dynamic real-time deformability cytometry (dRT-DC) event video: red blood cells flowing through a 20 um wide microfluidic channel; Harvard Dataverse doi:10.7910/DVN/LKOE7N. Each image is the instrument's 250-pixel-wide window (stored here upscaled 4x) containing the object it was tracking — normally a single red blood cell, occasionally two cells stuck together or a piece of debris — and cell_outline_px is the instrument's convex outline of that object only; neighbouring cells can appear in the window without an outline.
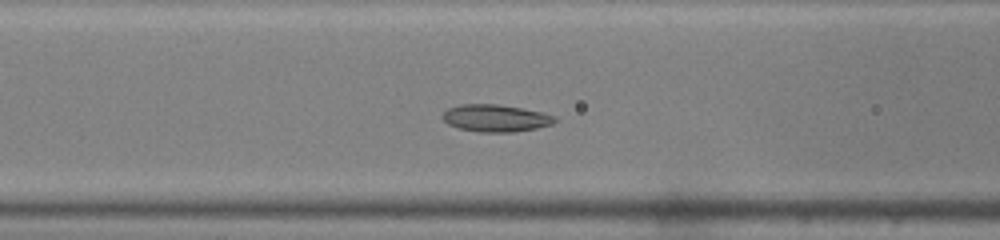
{"species": "common noctule bat (a hibernating species)", "species_latin": "Nyctalus noctula", "temperature_condition": "warm", "stored_images_in_passage": 42, "camera_frame_rate_fps": 3000, "um_per_image_px": 0.085, "animal": {"sex": "male", "body_mass_g": 19.0, "forearm_length_mm": 50.8}, "frame": {"image": 1, "passage_image": 14, "time_ms": 4.333, "image_size_px": [1000, 240], "cell_outline_px": [[556, 120], [552, 124], [536, 128], [516, 132], [480, 132], [460, 128], [448, 124], [444, 120], [444, 112], [448, 108], [460, 104], [496, 104], [544, 112], [556, 116]], "centroid_in_image_um": [42.16, 10.04], "position_along_channel_um": 124.4, "area_um2": 17.69}}
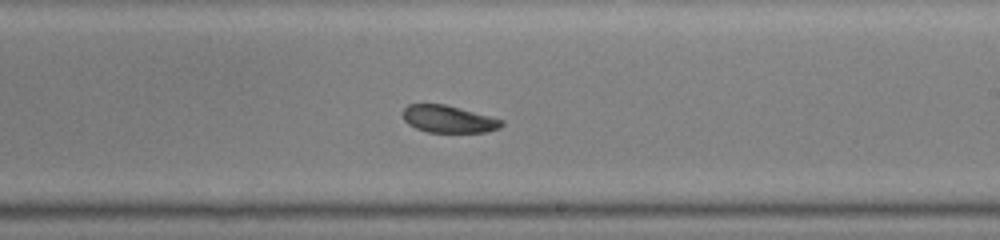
{"frame": {"image": 2, "passage_image": 23, "time_ms": 7.333, "image_size_px": [1000, 240], "cell_outline_px": [[504, 124], [500, 128], [484, 132], [428, 132], [416, 128], [408, 124], [404, 120], [404, 108], [408, 104], [444, 104], [504, 120]], "centroid_in_image_um": [38.13, 10.13], "position_along_channel_um": 250.9, "area_um2": 15.49}}
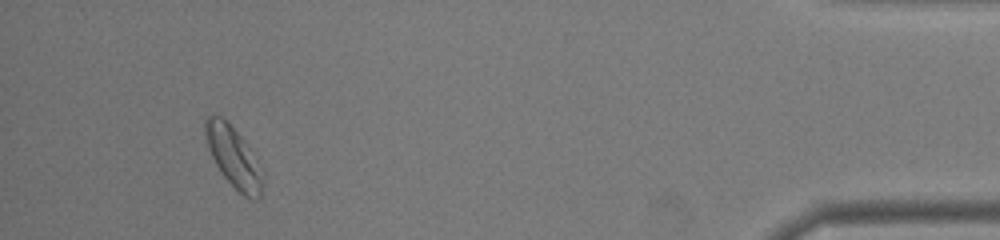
{"frame": {"image": 3, "passage_image": 39, "time_ms": 12.667, "image_size_px": [1000, 240], "cell_outline_px": [[264, 180], [260, 196], [256, 200], [244, 196], [224, 176], [216, 164], [208, 148], [204, 128], [204, 120], [208, 116], [220, 116], [240, 136]], "centroid_in_image_um": [19.8, 13.37], "position_along_channel_um": 415.4, "area_um2": 18.96}}